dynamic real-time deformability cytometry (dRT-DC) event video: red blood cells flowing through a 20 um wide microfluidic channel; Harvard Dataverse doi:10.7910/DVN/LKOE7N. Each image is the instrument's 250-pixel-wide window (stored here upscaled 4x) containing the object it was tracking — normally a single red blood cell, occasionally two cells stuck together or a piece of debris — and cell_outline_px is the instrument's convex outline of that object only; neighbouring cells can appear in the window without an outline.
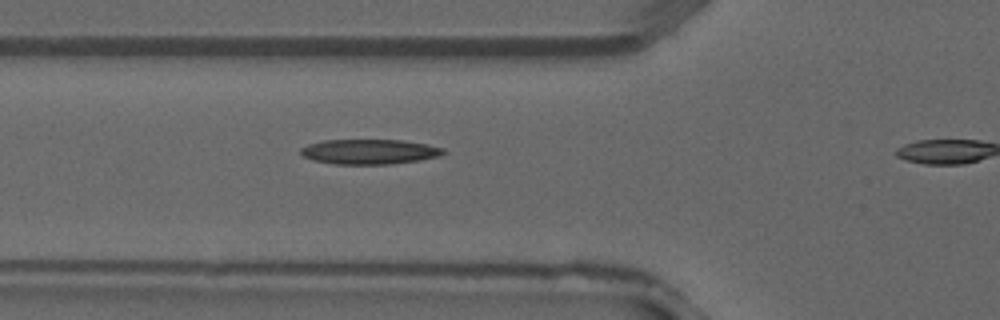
{"species": "common noctule bat (a hibernating species)", "species_latin": "Nyctalus noctula", "temperature_condition": "warm", "stored_images_in_passage": 4, "camera_frame_rate_fps": 3000, "um_per_image_px": 0.085, "animal": {"sex": "male", "forearm_length_mm": 52.5}, "frame": {"image": 1, "passage_image": 3, "time_ms": 0.667, "image_size_px": [1000, 320], "cell_outline_px": [[444, 152], [440, 156], [420, 160], [392, 164], [332, 164], [312, 160], [304, 156], [300, 152], [300, 148], [308, 144], [324, 140], [404, 140], [428, 144], [444, 148]], "centroid_in_image_um": [31.4, 12.89], "position_along_channel_um": 94.4, "area_um2": 20.87}}